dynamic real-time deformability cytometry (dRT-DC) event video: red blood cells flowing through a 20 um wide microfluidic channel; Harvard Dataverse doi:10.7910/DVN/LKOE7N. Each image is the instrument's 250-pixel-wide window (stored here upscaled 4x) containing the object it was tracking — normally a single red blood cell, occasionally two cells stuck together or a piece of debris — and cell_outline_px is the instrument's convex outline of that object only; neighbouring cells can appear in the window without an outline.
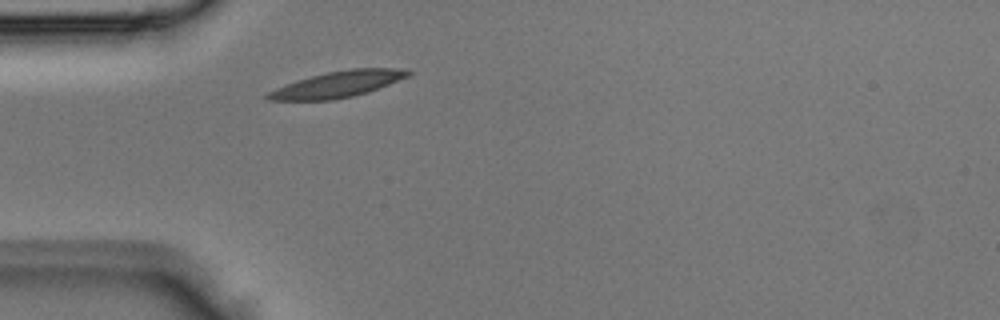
{"species": "Egyptian fruit bat (a non-hibernating species)", "species_latin": "Rousettus aegyptiacus", "temperature_condition": "room temperature", "stored_images_in_passage": 1, "camera_frame_rate_fps": 3000, "um_per_image_px": 0.085, "animal": {"sex": "male"}, "frame": {"image": 1, "passage_image": 1, "time_ms": 0.0, "image_size_px": [1000, 320], "cell_outline_px": [[412, 72], [408, 76], [368, 92], [352, 96], [332, 100], [268, 100], [264, 96], [268, 92], [276, 88], [312, 76], [328, 72], [352, 68], [408, 68]], "centroid_in_image_um": [28.74, 7.16], "position_along_channel_um": 56.3, "area_um2": 21.04}}